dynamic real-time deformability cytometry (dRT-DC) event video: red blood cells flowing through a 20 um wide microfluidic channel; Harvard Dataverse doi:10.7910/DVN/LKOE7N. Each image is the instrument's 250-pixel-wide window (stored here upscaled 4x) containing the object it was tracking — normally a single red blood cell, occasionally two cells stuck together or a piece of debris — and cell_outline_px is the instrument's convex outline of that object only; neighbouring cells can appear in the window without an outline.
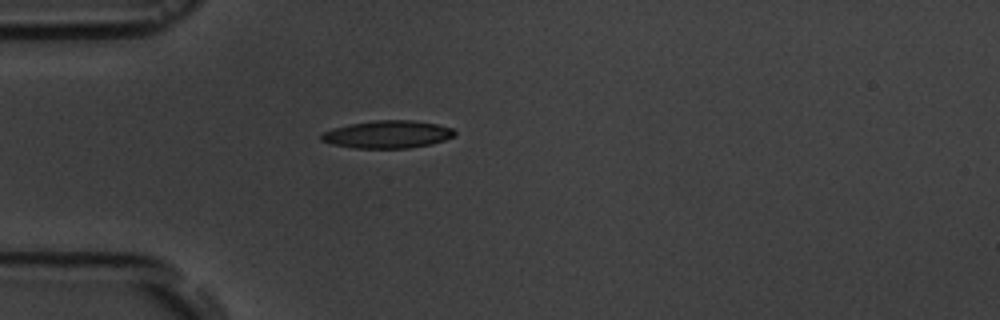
{"species": "common noctule bat (a hibernating species)", "species_latin": "Nyctalus noctula", "temperature_condition": "room temperature", "stored_images_in_passage": 1, "camera_frame_rate_fps": 3000, "um_per_image_px": 0.085, "animal": {"sex": "male", "body_mass_g": 19.5, "forearm_length_mm": 54.6}, "frame": {"image": 1, "passage_image": 1, "time_ms": 0.0, "image_size_px": [1000, 320], "cell_outline_px": [[456, 132], [452, 136], [444, 140], [432, 144], [408, 148], [356, 148], [332, 144], [320, 140], [320, 136], [324, 132], [332, 128], [348, 124], [376, 120], [412, 120], [436, 124], [452, 128]], "centroid_in_image_um": [32.92, 11.42], "position_along_channel_um": 52.1, "area_um2": 21.39}}